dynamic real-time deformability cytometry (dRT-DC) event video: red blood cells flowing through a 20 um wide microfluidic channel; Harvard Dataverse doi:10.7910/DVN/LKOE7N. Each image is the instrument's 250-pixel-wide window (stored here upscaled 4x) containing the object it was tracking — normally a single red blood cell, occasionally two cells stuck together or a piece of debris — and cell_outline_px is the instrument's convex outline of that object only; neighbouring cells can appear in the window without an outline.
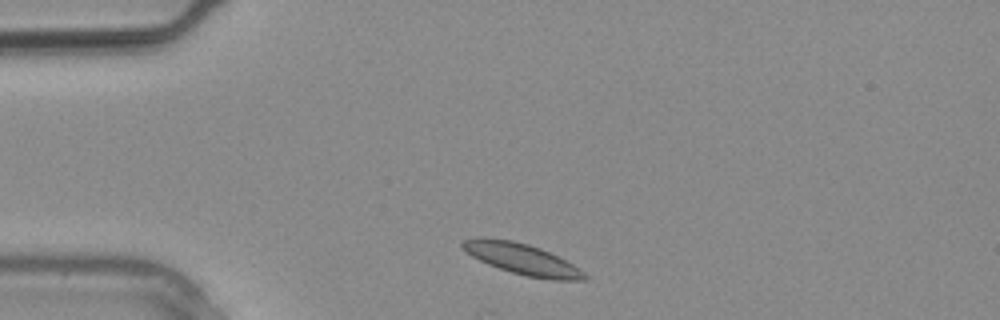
{"species": "common noctule bat (a hibernating species)", "species_latin": "Nyctalus noctula", "temperature_condition": "warm", "stored_images_in_passage": 2, "camera_frame_rate_fps": 3000, "um_per_image_px": 0.085, "animal": {"sex": "male", "body_mass_g": 20.4}, "frame": {"image": 1, "passage_image": 1, "time_ms": 0.0, "image_size_px": [1000, 320], "cell_outline_px": [[588, 280], [548, 280], [524, 276], [488, 264], [464, 252], [460, 248], [460, 244], [464, 240], [512, 240], [528, 244], [540, 248], [580, 268], [588, 276]], "centroid_in_image_um": [44.44, 22.07], "position_along_channel_um": 40.6, "area_um2": 21.5}}
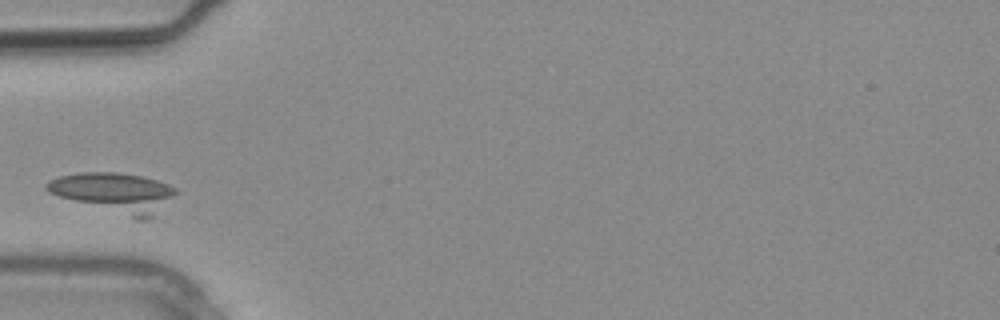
{"frame": {"image": 2, "passage_image": 2, "time_ms": 0.333, "image_size_px": [1000, 320], "cell_outline_px": [[180, 192], [148, 220], [136, 220], [60, 196], [48, 192], [44, 188], [44, 184], [48, 180], [60, 176], [80, 172], [116, 172], [140, 176], [156, 180], [168, 184], [176, 188]], "centroid_in_image_um": [9.75, 16.37], "position_along_channel_um": 75.2, "area_um2": 29.88}}